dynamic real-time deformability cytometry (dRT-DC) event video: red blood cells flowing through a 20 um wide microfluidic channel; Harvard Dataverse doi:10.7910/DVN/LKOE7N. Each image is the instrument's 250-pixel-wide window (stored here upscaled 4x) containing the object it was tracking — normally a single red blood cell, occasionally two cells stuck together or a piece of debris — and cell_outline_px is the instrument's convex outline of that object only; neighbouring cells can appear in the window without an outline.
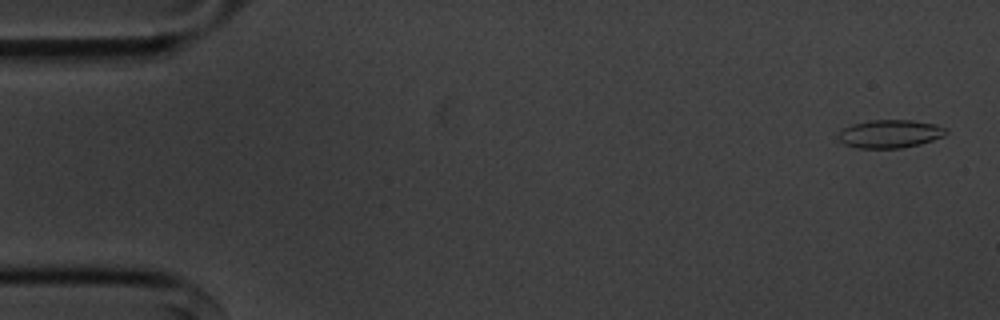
{"species": "common noctule bat (a hibernating species)", "species_latin": "Nyctalus noctula", "temperature_condition": "cold", "stored_images_in_passage": 55, "camera_frame_rate_fps": 3000, "um_per_image_px": 0.085, "animal": {"sex": "male", "body_mass_g": 20.1, "forearm_length_mm": 53.5}, "frame": {"image": 1, "passage_image": 2, "time_ms": 0.333, "image_size_px": [1000, 320], "cell_outline_px": [[948, 132], [944, 136], [920, 144], [900, 148], [856, 148], [844, 144], [836, 136], [844, 128], [852, 124], [872, 120], [912, 120], [936, 124], [948, 128]], "centroid_in_image_um": [75.67, 11.37], "position_along_channel_um": 9.3, "area_um2": 17.74}}
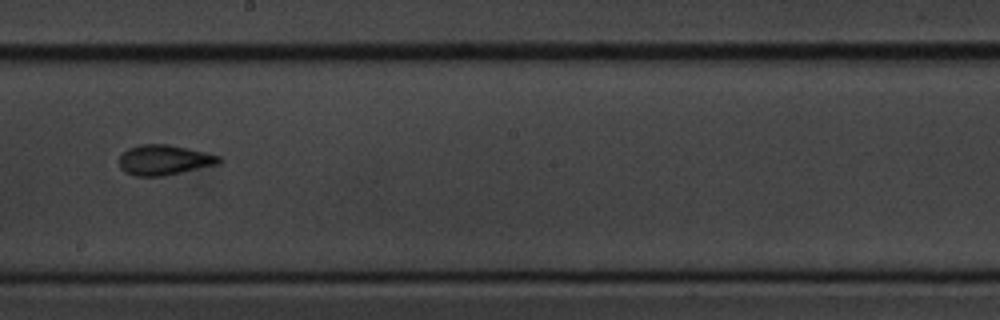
{"frame": {"image": 2, "passage_image": 31, "time_ms": 10.0, "image_size_px": [1000, 320], "cell_outline_px": [[220, 164], [164, 176], [136, 176], [124, 172], [120, 168], [120, 156], [128, 148], [140, 144], [168, 144], [188, 148], [220, 156]], "centroid_in_image_um": [13.95, 13.6], "position_along_channel_um": 234.2, "area_um2": 17.57}}
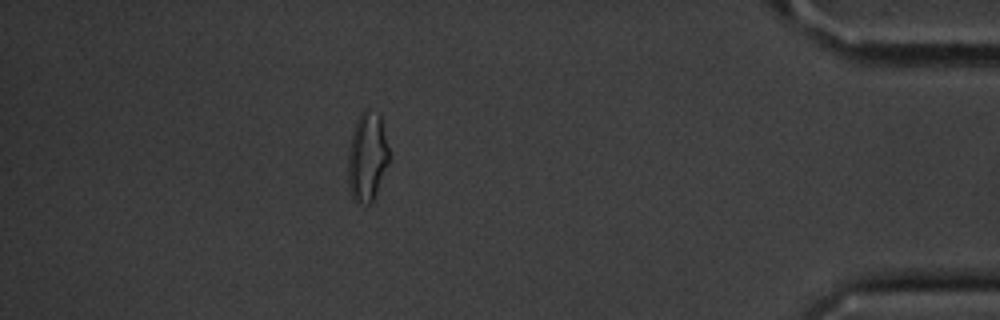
{"frame": {"image": 3, "passage_image": 49, "time_ms": 16.0, "image_size_px": [1000, 320], "cell_outline_px": [[388, 164], [376, 192], [372, 200], [368, 204], [360, 204], [352, 196], [348, 188], [348, 152], [352, 132], [356, 120], [360, 112], [364, 108], [368, 108], [380, 116], [388, 148]], "centroid_in_image_um": [31.18, 13.31], "position_along_channel_um": 404.0, "area_um2": 21.1}, "authors_computed_cell_mechanics": {"area_um2": 17.4556, "velocity_mm_per_s": 3.5887, "shape_relaxation_time_tau1_ms": 2.8805, "shape_relaxation_time_tau2_ms": 2.8079, "deformation_change_tau1": 0.1155, "deformation_change_tau2": 0.0832}}